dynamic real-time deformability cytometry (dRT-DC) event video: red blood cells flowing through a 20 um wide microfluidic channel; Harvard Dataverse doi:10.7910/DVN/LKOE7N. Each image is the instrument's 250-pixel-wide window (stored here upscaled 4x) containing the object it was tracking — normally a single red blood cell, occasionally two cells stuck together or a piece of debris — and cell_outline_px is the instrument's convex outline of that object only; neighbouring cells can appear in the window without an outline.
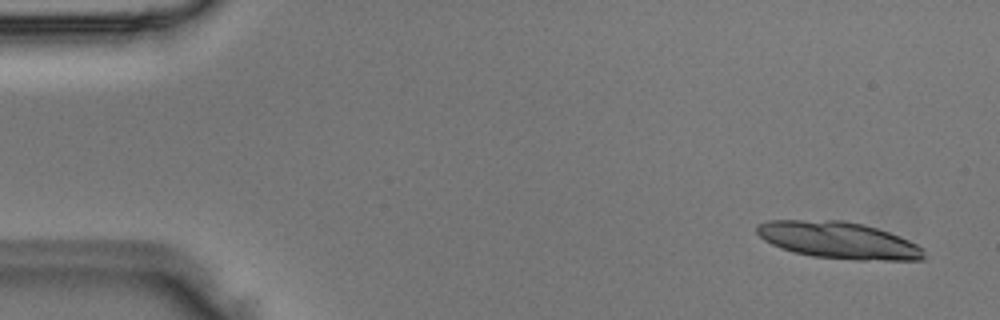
{"species": "Egyptian fruit bat (a non-hibernating species)", "species_latin": "Rousettus aegyptiacus", "temperature_condition": "room temperature", "stored_images_in_passage": 4, "camera_frame_rate_fps": 3000, "um_per_image_px": 0.085, "animal": {"sex": "male"}, "frame": {"image": 1, "passage_image": 1, "time_ms": 0.0, "image_size_px": [1000, 320], "cell_outline_px": [[924, 260], [856, 260], [812, 256], [792, 252], [780, 248], [764, 240], [756, 232], [756, 224], [768, 220], [844, 220], [864, 224], [900, 236], [924, 248]], "centroid_in_image_um": [71.26, 20.42], "position_along_channel_um": 13.7, "area_um2": 36.07}}